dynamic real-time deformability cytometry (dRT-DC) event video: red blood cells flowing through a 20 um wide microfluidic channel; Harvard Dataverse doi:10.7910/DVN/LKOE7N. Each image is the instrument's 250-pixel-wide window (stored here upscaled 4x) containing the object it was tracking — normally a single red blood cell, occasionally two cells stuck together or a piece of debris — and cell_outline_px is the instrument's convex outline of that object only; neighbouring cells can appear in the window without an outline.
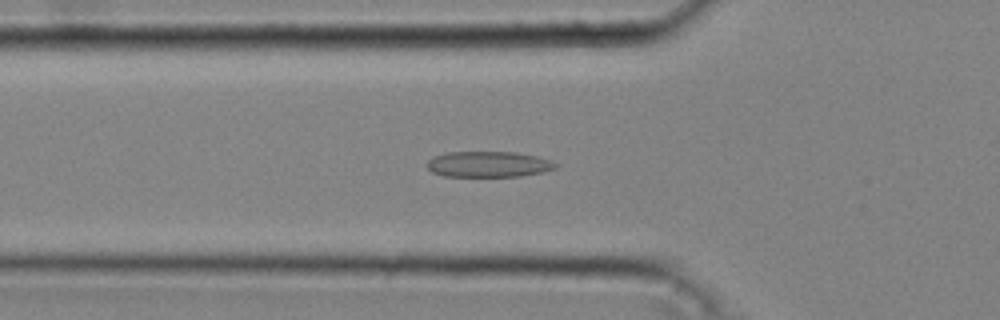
{"species": "common noctule bat (a hibernating species)", "species_latin": "Nyctalus noctula", "temperature_condition": "cold", "stored_images_in_passage": 44, "camera_frame_rate_fps": 3000, "um_per_image_px": 0.085, "animal": {"sex": "male", "body_mass_g": 20.4}, "frame": {"image": 1, "passage_image": 15, "time_ms": 4.667, "image_size_px": [1000, 320], "cell_outline_px": [[560, 164], [556, 168], [544, 172], [520, 176], [444, 176], [432, 172], [424, 164], [432, 156], [448, 152], [516, 152], [536, 156]], "centroid_in_image_um": [41.5, 13.96], "position_along_channel_um": 84.3, "area_um2": 19.42}}
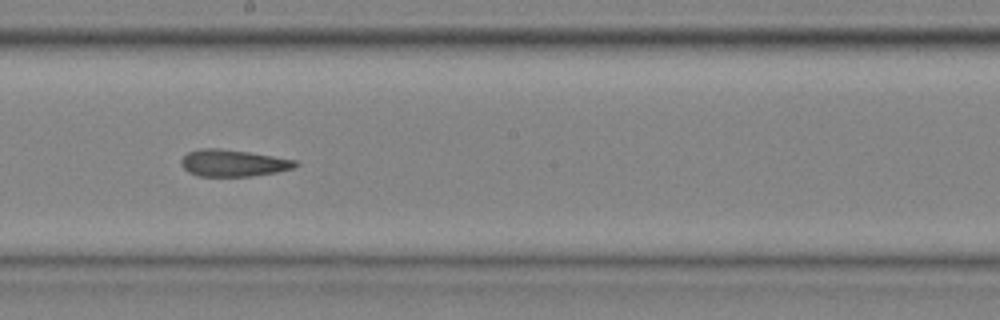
{"frame": {"image": 2, "passage_image": 25, "time_ms": 8.0, "image_size_px": [1000, 320], "cell_outline_px": [[300, 164], [292, 168], [276, 172], [252, 176], [200, 176], [188, 172], [180, 164], [180, 160], [188, 152], [200, 148], [220, 148], [248, 152], [296, 160]], "centroid_in_image_um": [19.79, 13.85], "position_along_channel_um": 228.4, "area_um2": 17.8}}
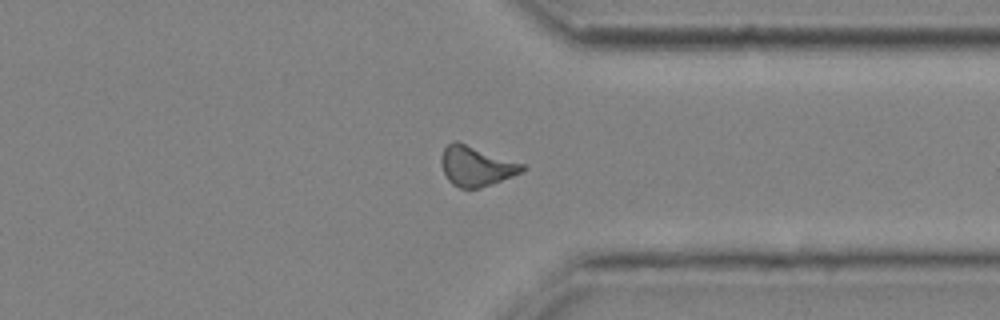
{"frame": {"image": 3, "passage_image": 35, "time_ms": 11.333, "image_size_px": [1000, 320], "cell_outline_px": [[528, 168], [512, 176], [480, 188], [460, 188], [452, 184], [448, 180], [444, 172], [440, 160], [444, 148], [448, 144], [456, 140], [524, 164]], "centroid_in_image_um": [40.46, 14.11], "position_along_channel_um": 370.9, "area_um2": 18.67}, "authors_computed_cell_mechanics": {"area_um2": 18.0914, "velocity_mm_per_s": 4.3212, "shape_relaxation_time_tau1_ms": null, "shape_relaxation_time_tau2_ms": 4.3669, "deformation_change_tau1": null, "deformation_change_tau2": 0.146}}